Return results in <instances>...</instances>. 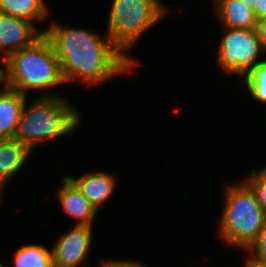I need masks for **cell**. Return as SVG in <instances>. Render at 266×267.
<instances>
[{
    "mask_svg": "<svg viewBox=\"0 0 266 267\" xmlns=\"http://www.w3.org/2000/svg\"><path fill=\"white\" fill-rule=\"evenodd\" d=\"M44 35L51 42L60 62L65 83L80 78L88 85L132 72L136 67L112 42L80 28L51 23Z\"/></svg>",
    "mask_w": 266,
    "mask_h": 267,
    "instance_id": "1",
    "label": "cell"
},
{
    "mask_svg": "<svg viewBox=\"0 0 266 267\" xmlns=\"http://www.w3.org/2000/svg\"><path fill=\"white\" fill-rule=\"evenodd\" d=\"M5 86L27 96L28 90L64 84L59 59L43 34L32 45L5 59Z\"/></svg>",
    "mask_w": 266,
    "mask_h": 267,
    "instance_id": "2",
    "label": "cell"
},
{
    "mask_svg": "<svg viewBox=\"0 0 266 267\" xmlns=\"http://www.w3.org/2000/svg\"><path fill=\"white\" fill-rule=\"evenodd\" d=\"M25 103L18 122L15 139L27 144L32 150L36 144L70 134L80 123V115L67 100L46 93Z\"/></svg>",
    "mask_w": 266,
    "mask_h": 267,
    "instance_id": "3",
    "label": "cell"
},
{
    "mask_svg": "<svg viewBox=\"0 0 266 267\" xmlns=\"http://www.w3.org/2000/svg\"><path fill=\"white\" fill-rule=\"evenodd\" d=\"M225 206L219 224L224 243L247 249L257 238L266 219L251 188L243 181L226 188Z\"/></svg>",
    "mask_w": 266,
    "mask_h": 267,
    "instance_id": "4",
    "label": "cell"
},
{
    "mask_svg": "<svg viewBox=\"0 0 266 267\" xmlns=\"http://www.w3.org/2000/svg\"><path fill=\"white\" fill-rule=\"evenodd\" d=\"M167 11L159 0H113L107 34L114 45L136 66L137 60L128 57L127 52Z\"/></svg>",
    "mask_w": 266,
    "mask_h": 267,
    "instance_id": "5",
    "label": "cell"
},
{
    "mask_svg": "<svg viewBox=\"0 0 266 267\" xmlns=\"http://www.w3.org/2000/svg\"><path fill=\"white\" fill-rule=\"evenodd\" d=\"M224 37L218 49L217 62L223 72L245 77L260 61L259 56L266 49L255 29L225 28ZM259 60V61H258Z\"/></svg>",
    "mask_w": 266,
    "mask_h": 267,
    "instance_id": "6",
    "label": "cell"
},
{
    "mask_svg": "<svg viewBox=\"0 0 266 267\" xmlns=\"http://www.w3.org/2000/svg\"><path fill=\"white\" fill-rule=\"evenodd\" d=\"M92 233L91 226L75 224L61 234L52 248L54 267H87L84 260L90 252Z\"/></svg>",
    "mask_w": 266,
    "mask_h": 267,
    "instance_id": "7",
    "label": "cell"
},
{
    "mask_svg": "<svg viewBox=\"0 0 266 267\" xmlns=\"http://www.w3.org/2000/svg\"><path fill=\"white\" fill-rule=\"evenodd\" d=\"M33 24L32 21L0 12V53L3 59L32 45L44 34V30L38 31Z\"/></svg>",
    "mask_w": 266,
    "mask_h": 267,
    "instance_id": "8",
    "label": "cell"
},
{
    "mask_svg": "<svg viewBox=\"0 0 266 267\" xmlns=\"http://www.w3.org/2000/svg\"><path fill=\"white\" fill-rule=\"evenodd\" d=\"M62 183L57 195L63 210L69 216L78 220L76 225L92 227V222L97 214L96 209L67 175L62 178Z\"/></svg>",
    "mask_w": 266,
    "mask_h": 267,
    "instance_id": "9",
    "label": "cell"
},
{
    "mask_svg": "<svg viewBox=\"0 0 266 267\" xmlns=\"http://www.w3.org/2000/svg\"><path fill=\"white\" fill-rule=\"evenodd\" d=\"M98 211L113 194L117 178L106 171L85 173L78 178L67 176Z\"/></svg>",
    "mask_w": 266,
    "mask_h": 267,
    "instance_id": "10",
    "label": "cell"
},
{
    "mask_svg": "<svg viewBox=\"0 0 266 267\" xmlns=\"http://www.w3.org/2000/svg\"><path fill=\"white\" fill-rule=\"evenodd\" d=\"M0 90V139L14 138L27 97L7 87Z\"/></svg>",
    "mask_w": 266,
    "mask_h": 267,
    "instance_id": "11",
    "label": "cell"
},
{
    "mask_svg": "<svg viewBox=\"0 0 266 267\" xmlns=\"http://www.w3.org/2000/svg\"><path fill=\"white\" fill-rule=\"evenodd\" d=\"M32 149L15 138L0 139V185H4L25 164Z\"/></svg>",
    "mask_w": 266,
    "mask_h": 267,
    "instance_id": "12",
    "label": "cell"
},
{
    "mask_svg": "<svg viewBox=\"0 0 266 267\" xmlns=\"http://www.w3.org/2000/svg\"><path fill=\"white\" fill-rule=\"evenodd\" d=\"M216 14L224 28L255 29L257 19L241 0H214Z\"/></svg>",
    "mask_w": 266,
    "mask_h": 267,
    "instance_id": "13",
    "label": "cell"
},
{
    "mask_svg": "<svg viewBox=\"0 0 266 267\" xmlns=\"http://www.w3.org/2000/svg\"><path fill=\"white\" fill-rule=\"evenodd\" d=\"M45 0H0V12L28 21H42L48 14ZM34 20V21H33Z\"/></svg>",
    "mask_w": 266,
    "mask_h": 267,
    "instance_id": "14",
    "label": "cell"
},
{
    "mask_svg": "<svg viewBox=\"0 0 266 267\" xmlns=\"http://www.w3.org/2000/svg\"><path fill=\"white\" fill-rule=\"evenodd\" d=\"M14 267H54L53 251L38 244L24 245L14 254Z\"/></svg>",
    "mask_w": 266,
    "mask_h": 267,
    "instance_id": "15",
    "label": "cell"
},
{
    "mask_svg": "<svg viewBox=\"0 0 266 267\" xmlns=\"http://www.w3.org/2000/svg\"><path fill=\"white\" fill-rule=\"evenodd\" d=\"M243 78L251 97L266 104V59L258 62Z\"/></svg>",
    "mask_w": 266,
    "mask_h": 267,
    "instance_id": "16",
    "label": "cell"
},
{
    "mask_svg": "<svg viewBox=\"0 0 266 267\" xmlns=\"http://www.w3.org/2000/svg\"><path fill=\"white\" fill-rule=\"evenodd\" d=\"M244 182L254 192L258 204L266 213V167L261 170L252 169Z\"/></svg>",
    "mask_w": 266,
    "mask_h": 267,
    "instance_id": "17",
    "label": "cell"
},
{
    "mask_svg": "<svg viewBox=\"0 0 266 267\" xmlns=\"http://www.w3.org/2000/svg\"><path fill=\"white\" fill-rule=\"evenodd\" d=\"M246 250L251 254L246 262H266V219L257 238Z\"/></svg>",
    "mask_w": 266,
    "mask_h": 267,
    "instance_id": "18",
    "label": "cell"
},
{
    "mask_svg": "<svg viewBox=\"0 0 266 267\" xmlns=\"http://www.w3.org/2000/svg\"><path fill=\"white\" fill-rule=\"evenodd\" d=\"M100 267H145L137 261L133 260H103Z\"/></svg>",
    "mask_w": 266,
    "mask_h": 267,
    "instance_id": "19",
    "label": "cell"
},
{
    "mask_svg": "<svg viewBox=\"0 0 266 267\" xmlns=\"http://www.w3.org/2000/svg\"><path fill=\"white\" fill-rule=\"evenodd\" d=\"M255 30L262 45L266 49V17L257 20Z\"/></svg>",
    "mask_w": 266,
    "mask_h": 267,
    "instance_id": "20",
    "label": "cell"
},
{
    "mask_svg": "<svg viewBox=\"0 0 266 267\" xmlns=\"http://www.w3.org/2000/svg\"><path fill=\"white\" fill-rule=\"evenodd\" d=\"M253 12L257 20L266 17V0H256Z\"/></svg>",
    "mask_w": 266,
    "mask_h": 267,
    "instance_id": "21",
    "label": "cell"
},
{
    "mask_svg": "<svg viewBox=\"0 0 266 267\" xmlns=\"http://www.w3.org/2000/svg\"><path fill=\"white\" fill-rule=\"evenodd\" d=\"M5 59L1 60L0 64V84L3 85L2 87H6L5 85Z\"/></svg>",
    "mask_w": 266,
    "mask_h": 267,
    "instance_id": "22",
    "label": "cell"
},
{
    "mask_svg": "<svg viewBox=\"0 0 266 267\" xmlns=\"http://www.w3.org/2000/svg\"><path fill=\"white\" fill-rule=\"evenodd\" d=\"M245 267H266V262H246Z\"/></svg>",
    "mask_w": 266,
    "mask_h": 267,
    "instance_id": "23",
    "label": "cell"
},
{
    "mask_svg": "<svg viewBox=\"0 0 266 267\" xmlns=\"http://www.w3.org/2000/svg\"><path fill=\"white\" fill-rule=\"evenodd\" d=\"M245 5H247L252 10L254 9V6L256 5V0H241Z\"/></svg>",
    "mask_w": 266,
    "mask_h": 267,
    "instance_id": "24",
    "label": "cell"
},
{
    "mask_svg": "<svg viewBox=\"0 0 266 267\" xmlns=\"http://www.w3.org/2000/svg\"><path fill=\"white\" fill-rule=\"evenodd\" d=\"M3 187L0 185V194H1V192L3 191Z\"/></svg>",
    "mask_w": 266,
    "mask_h": 267,
    "instance_id": "25",
    "label": "cell"
}]
</instances>
